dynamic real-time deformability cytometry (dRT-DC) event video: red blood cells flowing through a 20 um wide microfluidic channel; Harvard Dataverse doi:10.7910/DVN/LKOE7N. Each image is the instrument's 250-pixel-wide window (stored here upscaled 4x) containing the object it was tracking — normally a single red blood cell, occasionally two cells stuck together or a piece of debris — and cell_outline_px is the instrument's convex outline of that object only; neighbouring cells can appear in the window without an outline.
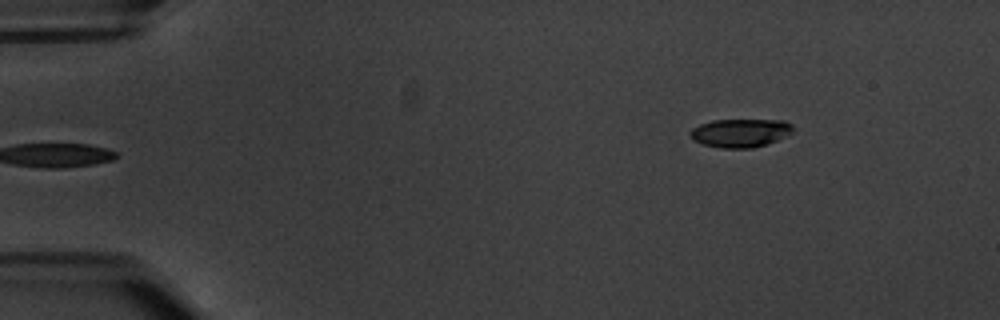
{"species": "common noctule bat (a hibernating species)", "species_latin": "Nyctalus noctula", "temperature_condition": "warm", "stored_images_in_passage": 4, "camera_frame_rate_fps": 3000, "um_per_image_px": 0.085, "animal": {"sex": "male", "body_mass_g": 20.1, "forearm_length_mm": 53.5}, "frame": {"image": 1, "passage_image": 4, "time_ms": 3.667, "image_size_px": [1000, 320], "cell_outline_px": [[796, 128], [788, 136], [768, 144], [752, 148], [720, 148], [704, 144], [688, 136], [688, 132], [692, 128], [700, 124], [712, 120], [784, 120], [792, 124]], "centroid_in_image_um": [62.97, 11.29], "position_along_channel_um": 22.0, "area_um2": 17.28}}